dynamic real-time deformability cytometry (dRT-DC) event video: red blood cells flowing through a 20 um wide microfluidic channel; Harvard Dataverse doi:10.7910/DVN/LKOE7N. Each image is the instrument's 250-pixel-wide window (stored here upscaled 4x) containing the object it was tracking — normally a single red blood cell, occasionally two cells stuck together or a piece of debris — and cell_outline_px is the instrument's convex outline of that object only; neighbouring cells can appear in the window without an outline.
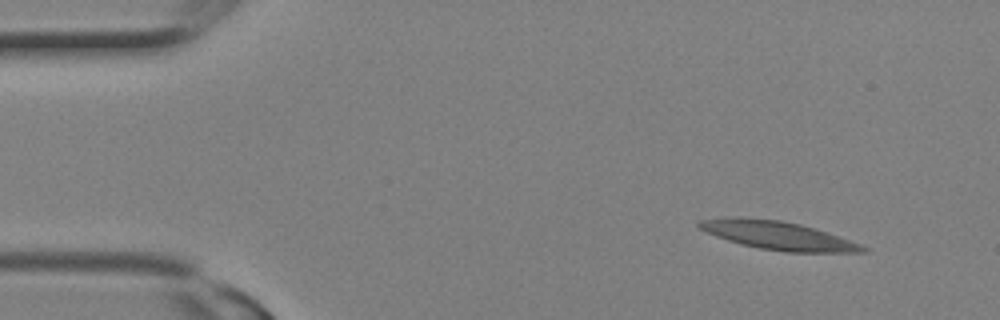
{"species": "Egyptian fruit bat (a non-hibernating species)", "species_latin": "Rousettus aegyptiacus", "temperature_condition": "room temperature", "stored_images_in_passage": 2, "camera_frame_rate_fps": 3000, "um_per_image_px": 0.085, "animal": {"sex": "female"}, "frame": {"image": 1, "passage_image": 1, "time_ms": 0.0, "image_size_px": [1000, 320], "cell_outline_px": [[868, 252], [784, 252], [760, 248], [740, 244], [716, 236], [700, 228], [696, 224], [700, 220], [724, 216], [732, 216], [780, 220], [800, 224], [860, 244], [868, 248]], "centroid_in_image_um": [66.05, 20.0], "position_along_channel_um": 18.9, "area_um2": 26.76}}